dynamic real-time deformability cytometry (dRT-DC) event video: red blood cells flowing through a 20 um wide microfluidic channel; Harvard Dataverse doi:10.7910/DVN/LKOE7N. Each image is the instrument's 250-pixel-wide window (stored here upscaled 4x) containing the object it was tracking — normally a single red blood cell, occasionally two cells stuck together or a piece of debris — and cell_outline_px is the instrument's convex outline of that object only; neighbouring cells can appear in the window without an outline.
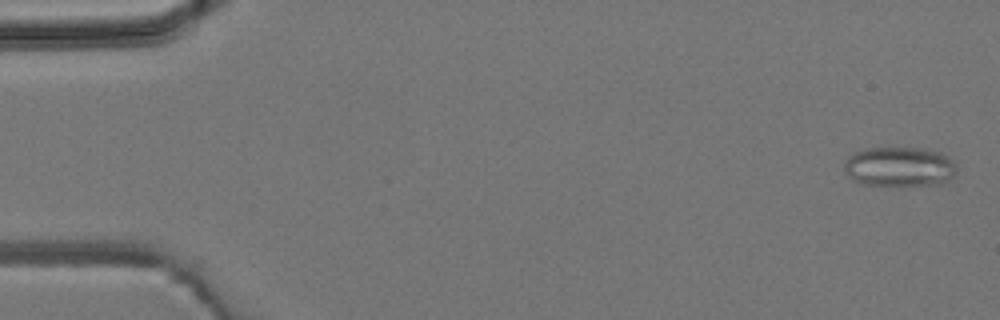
{"species": "common noctule bat (a hibernating species)", "species_latin": "Nyctalus noctula", "temperature_condition": "room temperature", "stored_images_in_passage": 5, "camera_frame_rate_fps": 3000, "um_per_image_px": 0.085, "animal": {"sex": "male", "body_mass_g": 19.2, "forearm_length_mm": 51.8}, "frame": {"image": 1, "passage_image": 1, "time_ms": 0.0, "image_size_px": [1000, 320], "cell_outline_px": [[956, 172], [948, 180], [940, 184], [864, 184], [852, 180], [844, 172], [844, 160], [848, 156], [864, 148], [924, 148], [940, 152], [952, 160], [956, 164]], "centroid_in_image_um": [76.42, 14.15], "position_along_channel_um": 8.6, "area_um2": 25.84}}